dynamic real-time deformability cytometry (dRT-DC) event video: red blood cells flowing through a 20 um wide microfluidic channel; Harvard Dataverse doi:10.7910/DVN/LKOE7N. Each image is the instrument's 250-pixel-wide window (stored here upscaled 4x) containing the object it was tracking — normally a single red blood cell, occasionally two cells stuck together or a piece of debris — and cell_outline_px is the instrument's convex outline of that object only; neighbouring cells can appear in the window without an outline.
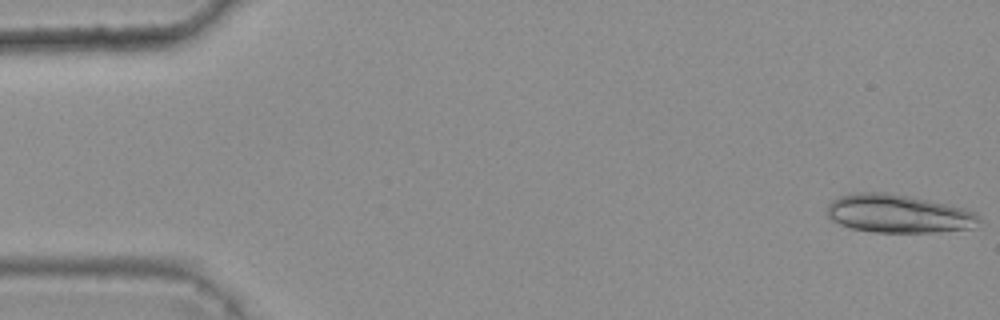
{"species": "common noctule bat (a hibernating species)", "species_latin": "Nyctalus noctula", "temperature_condition": "warm", "stored_images_in_passage": 5, "camera_frame_rate_fps": 3000, "um_per_image_px": 0.085, "animal": {"sex": "female", "body_mass_g": 25.1}, "frame": {"image": 1, "passage_image": 1, "time_ms": 0.0, "image_size_px": [1000, 320], "cell_outline_px": [[980, 220], [976, 228], [936, 232], [876, 232], [848, 228], [832, 220], [828, 216], [828, 204], [832, 200], [840, 196], [860, 192], [888, 192], [948, 204], [964, 208], [976, 212], [980, 216]], "centroid_in_image_um": [76.4, 18.17], "position_along_channel_um": 8.6, "area_um2": 34.04}}